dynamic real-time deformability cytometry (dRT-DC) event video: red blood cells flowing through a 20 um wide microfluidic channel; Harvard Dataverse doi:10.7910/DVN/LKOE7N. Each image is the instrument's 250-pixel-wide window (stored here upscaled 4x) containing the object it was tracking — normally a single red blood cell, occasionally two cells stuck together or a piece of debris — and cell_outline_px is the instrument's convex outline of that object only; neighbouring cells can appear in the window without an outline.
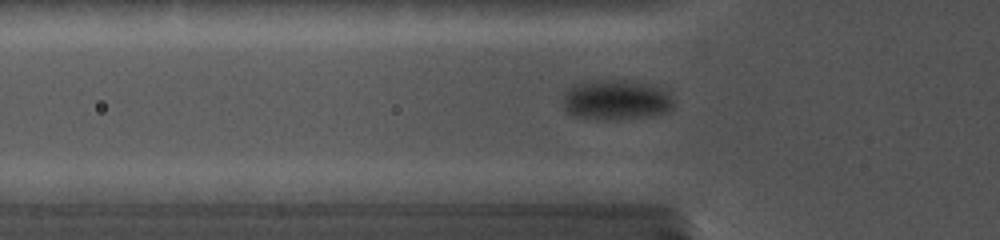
{"species": "common noctule bat (a hibernating species)", "species_latin": "Nyctalus noctula", "temperature_condition": "cold", "stored_images_in_passage": 33, "segment_of_instrument_passage": [1, 2], "camera_frame_rate_fps": 5000, "um_per_image_px": 0.085, "animal": {"sex": "female", "body_mass_g": 19.0, "forearm_length_mm": 56.7}, "frame": {"image": 1, "passage_image": 10, "time_ms": 5.6, "image_size_px": [1000, 240], "cell_outline_px": [[672, 108], [668, 112], [648, 116], [620, 120], [596, 120], [572, 116], [564, 112], [564, 92], [572, 84], [588, 80], [624, 80], [648, 84], [660, 88], [672, 100]], "centroid_in_image_um": [52.27, 8.51], "position_along_channel_um": 73.5, "area_um2": 26.18}}
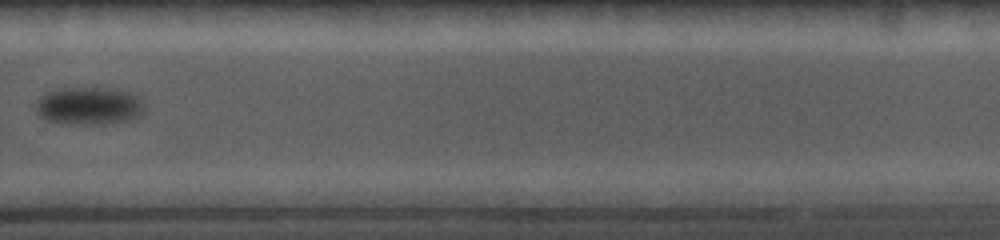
{"frame": {"image": 2, "passage_image": 19, "time_ms": 12.8, "image_size_px": [1000, 240], "cell_outline_px": [[144, 108], [140, 116], [128, 120], [100, 124], [68, 124], [48, 120], [40, 116], [36, 108], [36, 100], [40, 96], [56, 88], [120, 88], [140, 92], [144, 104]], "centroid_in_image_um": [7.65, 8.96], "position_along_channel_um": 322.2, "area_um2": 24.51}}
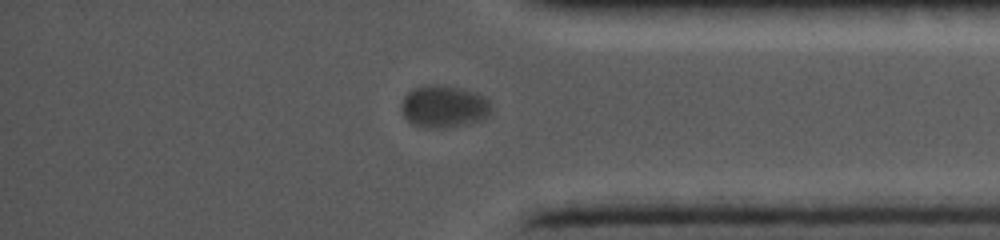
{"frame": {"image": 3, "passage_image": 25, "time_ms": 15.0, "image_size_px": [1000, 240], "cell_outline_px": [[492, 108], [484, 116], [476, 120], [456, 124], [412, 124], [404, 116], [400, 108], [404, 96], [412, 88], [420, 84], [444, 84], [476, 92], [484, 96], [488, 100]], "centroid_in_image_um": [37.67, 8.92], "position_along_channel_um": 397.5, "area_um2": 21.1}}